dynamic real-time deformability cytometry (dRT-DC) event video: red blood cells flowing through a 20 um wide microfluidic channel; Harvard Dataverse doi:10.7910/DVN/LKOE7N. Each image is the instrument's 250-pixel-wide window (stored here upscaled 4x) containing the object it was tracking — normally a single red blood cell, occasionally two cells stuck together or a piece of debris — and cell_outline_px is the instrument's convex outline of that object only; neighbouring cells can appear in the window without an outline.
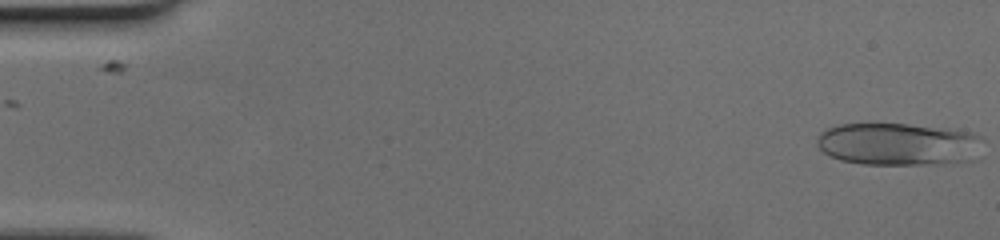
{"species": "human", "species_latin": "Homo sapiens", "temperature_condition": "cold", "stored_images_in_passage": 51, "camera_frame_rate_fps": 3000, "um_per_image_px": 0.085, "donor": {"sex": "female"}, "frame": {"image": 1, "passage_image": 1, "time_ms": 0.0, "image_size_px": [1000, 240], "cell_outline_px": [[984, 140], [968, 160], [936, 164], [864, 164], [840, 160], [824, 152], [820, 148], [816, 140], [820, 132], [828, 128], [840, 124], [908, 124], [948, 128], [972, 132], [980, 136]], "centroid_in_image_um": [76.32, 12.23], "position_along_channel_um": 8.7, "area_um2": 40.75}}
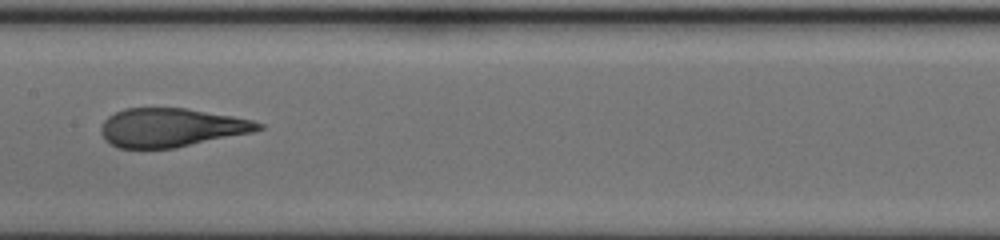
{"frame": {"image": 2, "passage_image": 26, "time_ms": 8.333, "image_size_px": [1000, 240], "cell_outline_px": [[264, 128], [252, 132], [172, 148], [120, 148], [104, 140], [100, 132], [100, 128], [104, 120], [108, 116], [124, 108], [184, 108], [232, 116], [252, 120], [264, 124]], "centroid_in_image_um": [14.52, 10.84], "position_along_channel_um": 192.9, "area_um2": 35.14}}
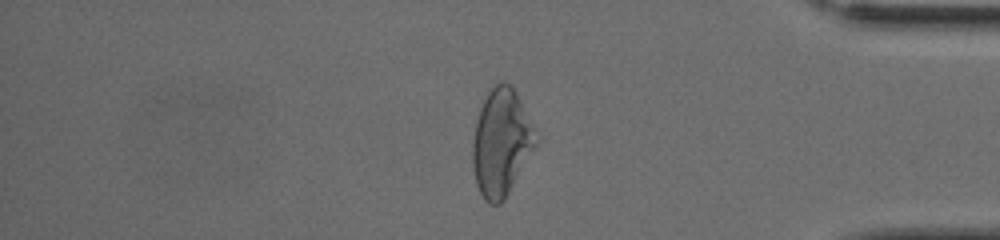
{"frame": {"image": 3, "passage_image": 43, "time_ms": 14.0, "image_size_px": [1000, 240], "cell_outline_px": [[540, 140], [504, 200], [500, 204], [492, 204], [484, 200], [476, 184], [472, 164], [472, 144], [476, 120], [480, 108], [488, 92], [500, 80], [504, 80], [512, 84]], "centroid_in_image_um": [42.61, 12.11], "position_along_channel_um": 392.6, "area_um2": 39.59}}